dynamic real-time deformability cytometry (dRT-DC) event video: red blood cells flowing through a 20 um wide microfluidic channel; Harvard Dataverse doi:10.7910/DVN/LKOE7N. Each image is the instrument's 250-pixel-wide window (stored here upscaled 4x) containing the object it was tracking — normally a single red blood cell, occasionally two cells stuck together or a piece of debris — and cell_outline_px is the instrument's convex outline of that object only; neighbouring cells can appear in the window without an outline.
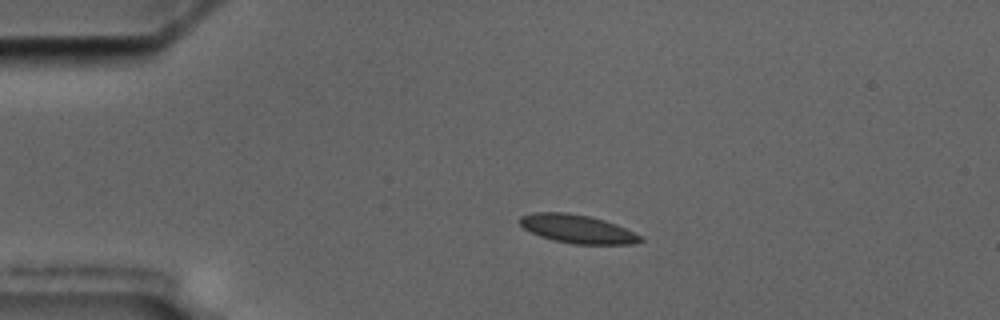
{"species": "common noctule bat (a hibernating species)", "species_latin": "Nyctalus noctula", "temperature_condition": "cold", "stored_images_in_passage": 9, "camera_frame_rate_fps": 3000, "um_per_image_px": 0.085, "animal": {"sex": "male", "body_mass_g": 17.5, "forearm_length_mm": 52.3}, "frame": {"image": 1, "passage_image": 4, "time_ms": 3.667, "image_size_px": [1000, 320], "cell_outline_px": [[644, 240], [632, 244], [576, 244], [552, 240], [540, 236], [524, 228], [516, 220], [520, 216], [532, 212], [568, 212], [588, 216], [604, 220], [616, 224], [644, 236]], "centroid_in_image_um": [49.07, 19.45], "position_along_channel_um": 35.9, "area_um2": 20.17}}
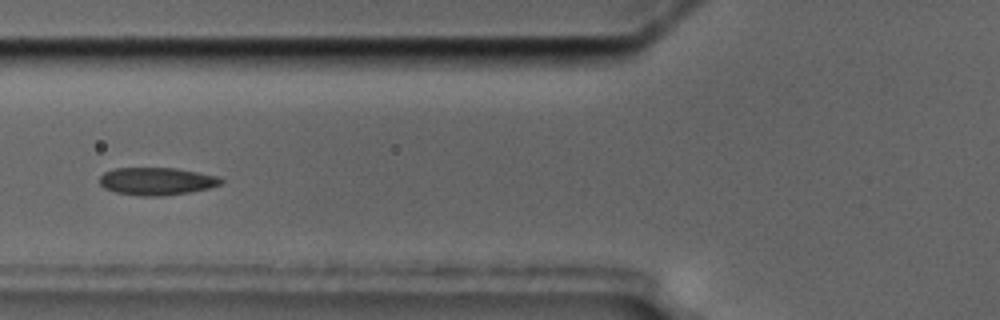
{"frame": {"image": 2, "passage_image": 7, "time_ms": 7.0, "image_size_px": [1000, 320], "cell_outline_px": [[224, 180], [220, 184], [208, 188], [188, 192], [160, 196], [140, 196], [116, 192], [104, 188], [100, 184], [100, 176], [104, 172], [112, 168], [176, 168], [220, 176]], "centroid_in_image_um": [13.31, 15.39], "position_along_channel_um": 112.5, "area_um2": 19.54}}
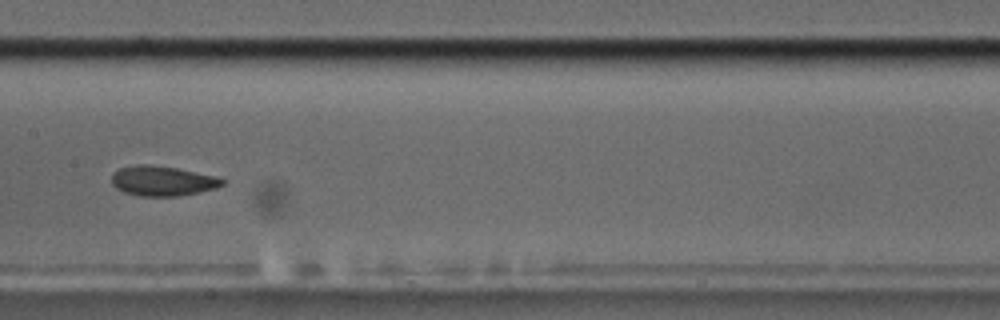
{"frame": {"image": 3, "passage_image": 9, "time_ms": 9.333, "image_size_px": [1000, 320], "cell_outline_px": [[228, 180], [224, 184], [216, 188], [200, 192], [176, 196], [140, 196], [124, 192], [116, 188], [112, 184], [112, 172], [120, 168], [140, 164], [148, 164], [176, 168], [216, 176]], "centroid_in_image_um": [13.83, 15.38], "position_along_channel_um": 193.6, "area_um2": 19.36}}